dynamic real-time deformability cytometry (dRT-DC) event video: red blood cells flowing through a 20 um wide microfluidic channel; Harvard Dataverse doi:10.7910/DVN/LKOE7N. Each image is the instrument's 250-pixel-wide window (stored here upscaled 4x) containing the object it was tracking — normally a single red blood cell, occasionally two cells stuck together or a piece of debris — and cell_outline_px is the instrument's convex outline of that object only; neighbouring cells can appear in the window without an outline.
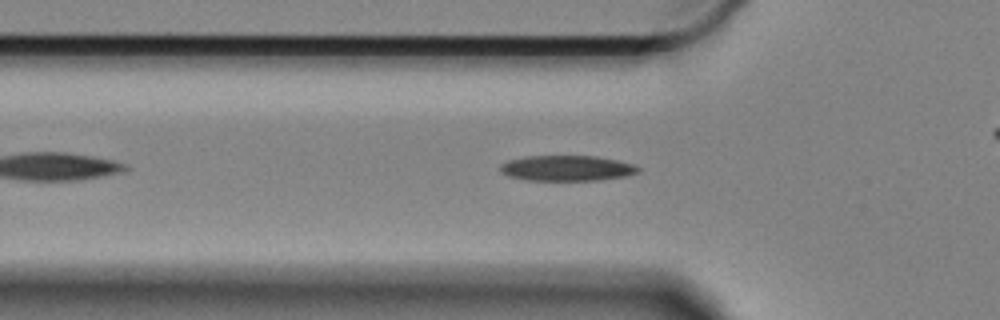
{"species": "Egyptian fruit bat (a non-hibernating species)", "species_latin": "Rousettus aegyptiacus", "temperature_condition": "cold", "stored_images_in_passage": 29, "camera_frame_rate_fps": 3000, "um_per_image_px": 0.085, "animal": {"sex": "female"}, "frame": {"image": 1, "passage_image": 9, "time_ms": 2.667, "image_size_px": [1000, 320], "cell_outline_px": [[640, 172], [628, 176], [600, 180], [528, 180], [508, 176], [500, 172], [500, 164], [508, 160], [528, 156], [596, 156], [616, 160], [632, 164], [640, 168]], "centroid_in_image_um": [48.19, 14.3], "position_along_channel_um": 77.6, "area_um2": 20.52}}
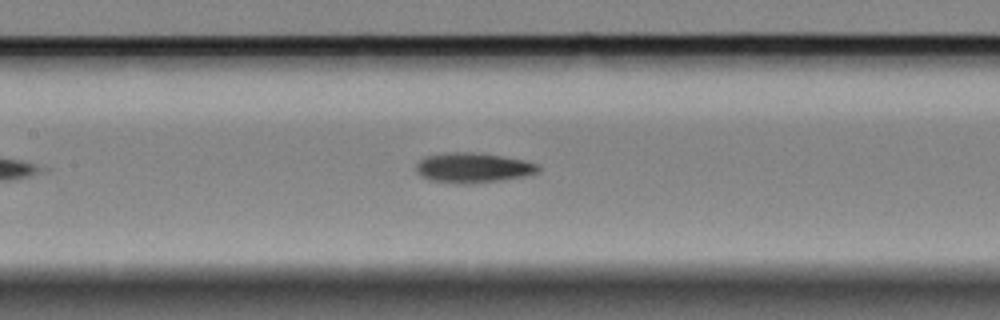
{"frame": {"image": 2, "passage_image": 17, "time_ms": 5.333, "image_size_px": [1000, 320], "cell_outline_px": [[540, 168], [536, 172], [524, 176], [500, 180], [468, 184], [460, 184], [428, 180], [420, 176], [416, 172], [416, 164], [424, 156], [444, 152], [472, 152], [500, 156], [524, 160], [540, 164]], "centroid_in_image_um": [40.15, 14.26], "position_along_channel_um": 167.3, "area_um2": 21.44}}
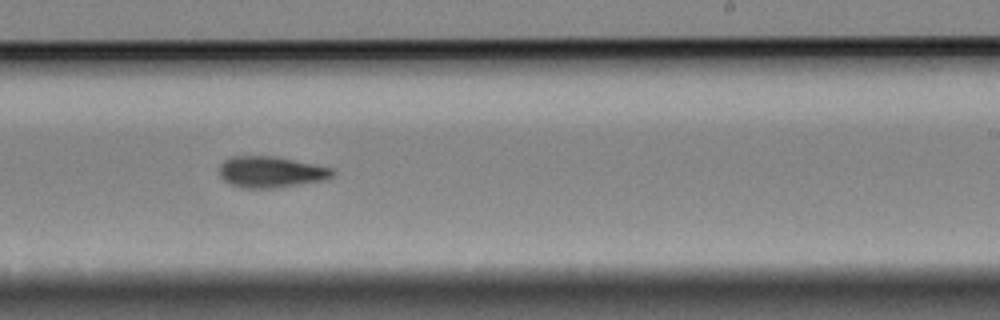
{"frame": {"image": 3, "passage_image": 26, "time_ms": 8.333, "image_size_px": [1000, 320], "cell_outline_px": [[336, 172], [332, 176], [324, 180], [276, 188], [240, 188], [224, 180], [220, 176], [220, 164], [224, 160], [232, 156], [272, 156], [332, 168]], "centroid_in_image_um": [23.0, 14.62], "position_along_channel_um": 266.0, "area_um2": 20.4}}